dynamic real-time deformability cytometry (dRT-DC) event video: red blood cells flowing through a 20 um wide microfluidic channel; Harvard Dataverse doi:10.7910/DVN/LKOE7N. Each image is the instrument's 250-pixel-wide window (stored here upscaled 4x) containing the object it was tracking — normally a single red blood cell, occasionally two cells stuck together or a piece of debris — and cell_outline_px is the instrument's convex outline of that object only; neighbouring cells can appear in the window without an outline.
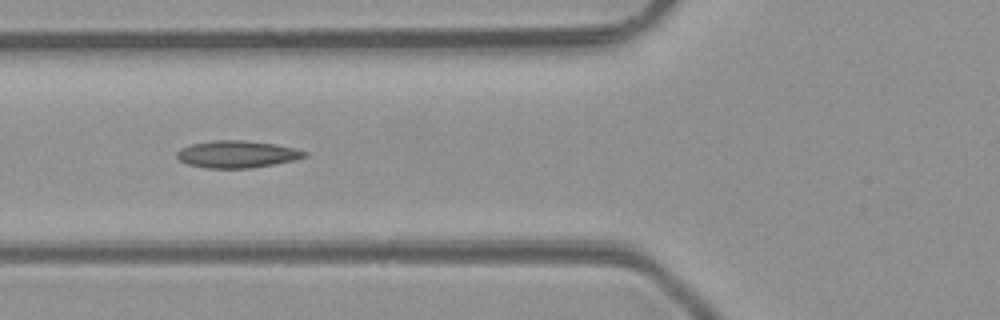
{"species": "common noctule bat (a hibernating species)", "species_latin": "Nyctalus noctula", "temperature_condition": "room temperature", "stored_images_in_passage": 5, "camera_frame_rate_fps": 3000, "um_per_image_px": 0.085, "animal": {"sex": "male", "body_mass_g": 23.1, "forearm_length_mm": 52.7}, "frame": {"image": 1, "passage_image": 5, "time_ms": 4.333, "image_size_px": [1000, 320], "cell_outline_px": [[308, 156], [296, 160], [248, 168], [208, 168], [188, 164], [180, 160], [176, 156], [176, 152], [180, 148], [192, 144], [216, 140], [244, 140], [276, 144], [296, 148], [308, 152]], "centroid_in_image_um": [20.18, 13.1], "position_along_channel_um": 105.6, "area_um2": 20.17}}